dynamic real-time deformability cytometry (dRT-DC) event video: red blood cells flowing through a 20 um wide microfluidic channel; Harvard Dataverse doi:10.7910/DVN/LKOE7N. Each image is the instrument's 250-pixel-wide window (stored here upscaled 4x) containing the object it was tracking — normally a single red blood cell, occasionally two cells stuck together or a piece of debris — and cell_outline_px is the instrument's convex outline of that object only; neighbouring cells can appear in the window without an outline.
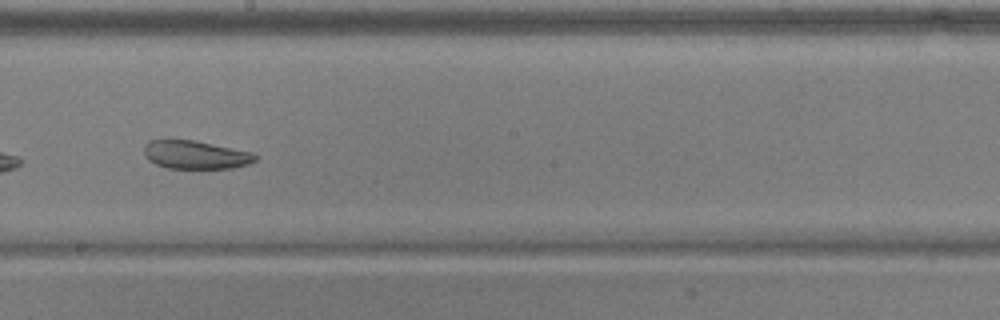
{"species": "common noctule bat (a hibernating species)", "species_latin": "Nyctalus noctula", "temperature_condition": "warm", "stored_images_in_passage": 50, "camera_frame_rate_fps": 3000, "um_per_image_px": 0.085, "animal": {"sex": "male", "body_mass_g": 17.9, "forearm_length_mm": 54.2}, "frame": {"image": 1, "passage_image": 29, "time_ms": 9.333, "image_size_px": [1000, 320], "cell_outline_px": [[256, 160], [248, 164], [232, 168], [168, 168], [156, 164], [148, 160], [144, 152], [144, 144], [148, 140], [196, 140], [252, 152], [256, 156]], "centroid_in_image_um": [16.6, 13.15], "position_along_channel_um": 231.6, "area_um2": 18.32}, "authors_computed_cell_mechanics": {"area_um2": 26.1834, "velocity_mm_per_s": 3.8863, "shape_relaxation_time_tau1_ms": null, "shape_relaxation_time_tau2_ms": 4.7022, "deformation_change_tau1": null, "deformation_change_tau2": 0.1183}}